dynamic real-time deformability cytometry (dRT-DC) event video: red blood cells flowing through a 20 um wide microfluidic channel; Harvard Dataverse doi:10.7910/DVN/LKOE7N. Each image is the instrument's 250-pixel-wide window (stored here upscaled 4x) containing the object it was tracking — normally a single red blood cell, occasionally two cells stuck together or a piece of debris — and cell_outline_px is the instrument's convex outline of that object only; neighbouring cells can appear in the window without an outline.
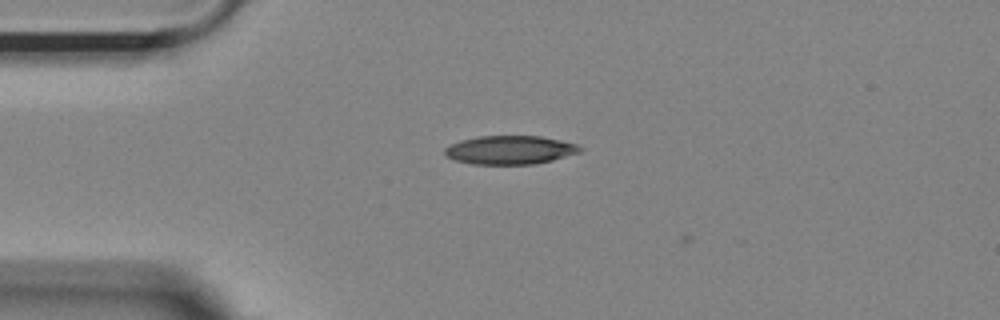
{"species": "Egyptian fruit bat (a non-hibernating species)", "species_latin": "Rousettus aegyptiacus", "temperature_condition": "room temperature", "stored_images_in_passage": 5, "camera_frame_rate_fps": 3000, "um_per_image_px": 0.085, "animal": {"sex": "female"}, "frame": {"image": 1, "passage_image": 4, "time_ms": 1.0, "image_size_px": [1000, 320], "cell_outline_px": [[584, 148], [580, 152], [552, 160], [536, 164], [472, 164], [456, 160], [444, 156], [444, 148], [460, 140], [480, 136], [540, 136], [560, 140], [576, 144]], "centroid_in_image_um": [43.34, 12.75], "position_along_channel_um": 41.7, "area_um2": 22.54}}